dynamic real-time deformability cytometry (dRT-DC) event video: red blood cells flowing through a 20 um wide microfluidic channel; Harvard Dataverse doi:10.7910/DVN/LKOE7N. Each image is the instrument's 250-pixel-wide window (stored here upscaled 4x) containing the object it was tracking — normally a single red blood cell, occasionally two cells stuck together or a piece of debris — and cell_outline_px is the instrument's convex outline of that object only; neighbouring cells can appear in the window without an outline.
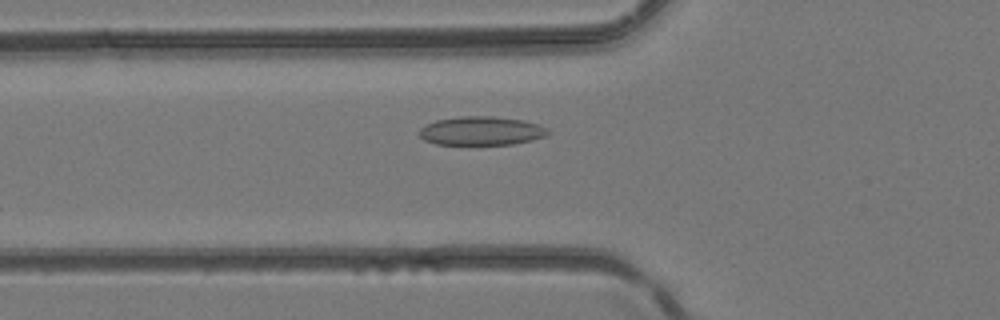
{"species": "common noctule bat (a hibernating species)", "species_latin": "Nyctalus noctula", "temperature_condition": "room temperature", "stored_images_in_passage": 21, "camera_frame_rate_fps": 3000, "um_per_image_px": 0.085, "animal": {"sex": "female", "body_mass_g": 24.6, "forearm_length_mm": 56.2}, "frame": {"image": 1, "passage_image": 13, "time_ms": 4.0, "image_size_px": [1000, 320], "cell_outline_px": [[552, 132], [544, 136], [532, 140], [512, 144], [436, 144], [424, 140], [416, 132], [420, 128], [436, 120], [460, 116], [492, 116], [524, 120], [548, 128]], "centroid_in_image_um": [40.91, 11.12], "position_along_channel_um": 84.9, "area_um2": 21.56}}
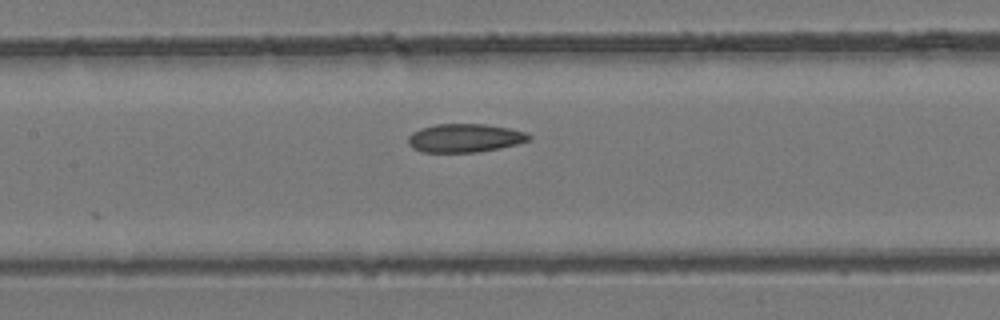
{"frame": {"image": 2, "passage_image": 18, "time_ms": 5.667, "image_size_px": [1000, 320], "cell_outline_px": [[532, 140], [500, 148], [480, 152], [420, 152], [412, 148], [408, 144], [408, 136], [412, 132], [420, 128], [436, 124], [484, 124], [508, 128], [524, 132], [532, 136]], "centroid_in_image_um": [39.49, 11.74], "position_along_channel_um": 167.9, "area_um2": 20.17}}
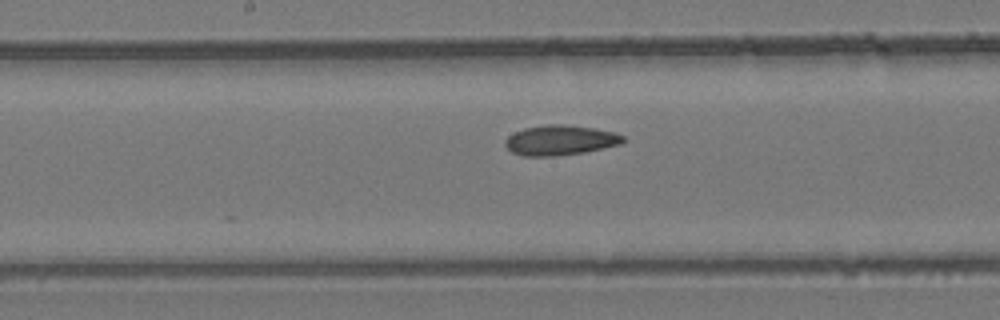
{"frame": {"image": 3, "passage_image": 20, "time_ms": 6.333, "image_size_px": [1000, 320], "cell_outline_px": [[628, 140], [620, 144], [584, 152], [556, 156], [524, 156], [512, 152], [504, 144], [504, 140], [508, 136], [524, 128], [548, 124], [560, 124], [592, 128], [616, 132], [624, 136]], "centroid_in_image_um": [47.63, 11.92], "position_along_channel_um": 200.6, "area_um2": 20.58}}